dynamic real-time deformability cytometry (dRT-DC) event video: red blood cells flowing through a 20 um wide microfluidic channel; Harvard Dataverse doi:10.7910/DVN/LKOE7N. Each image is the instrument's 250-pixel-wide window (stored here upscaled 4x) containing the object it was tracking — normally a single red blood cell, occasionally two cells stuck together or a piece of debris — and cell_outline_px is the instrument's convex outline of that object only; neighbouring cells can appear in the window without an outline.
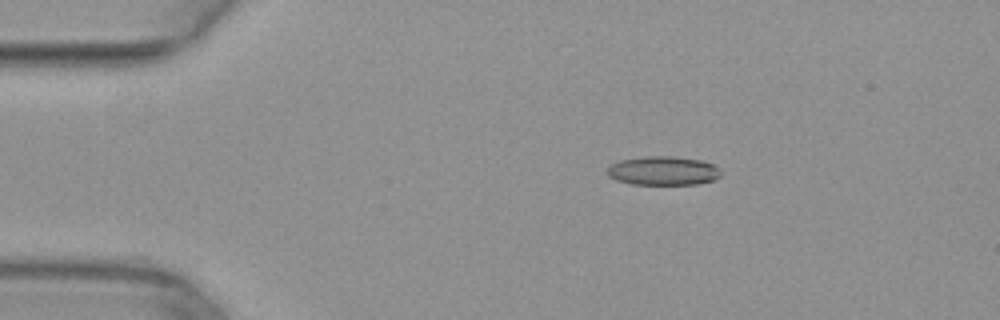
{"species": "common noctule bat (a hibernating species)", "species_latin": "Nyctalus noctula", "temperature_condition": "warm", "stored_images_in_passage": 43, "camera_frame_rate_fps": 3000, "um_per_image_px": 0.085, "animal": {"sex": "female", "body_mass_g": 29.2, "forearm_length_mm": 56.3}, "frame": {"image": 1, "passage_image": 1, "time_ms": 0.0, "image_size_px": [1000, 320], "cell_outline_px": [[720, 176], [712, 180], [696, 184], [632, 184], [616, 180], [608, 176], [608, 168], [612, 164], [620, 160], [644, 156], [676, 156], [704, 160], [720, 168]], "centroid_in_image_um": [56.38, 14.5], "position_along_channel_um": 28.6, "area_um2": 19.19}}
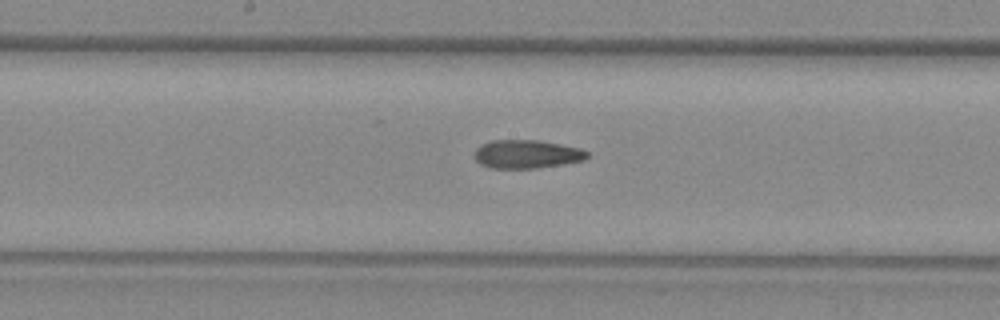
{"frame": {"image": 2, "passage_image": 18, "time_ms": 5.667, "image_size_px": [1000, 320], "cell_outline_px": [[588, 156], [584, 160], [536, 168], [492, 168], [480, 164], [476, 160], [476, 148], [480, 144], [492, 140], [536, 140], [580, 148], [588, 152]], "centroid_in_image_um": [44.75, 13.1], "position_along_channel_um": 203.5, "area_um2": 18.44}}
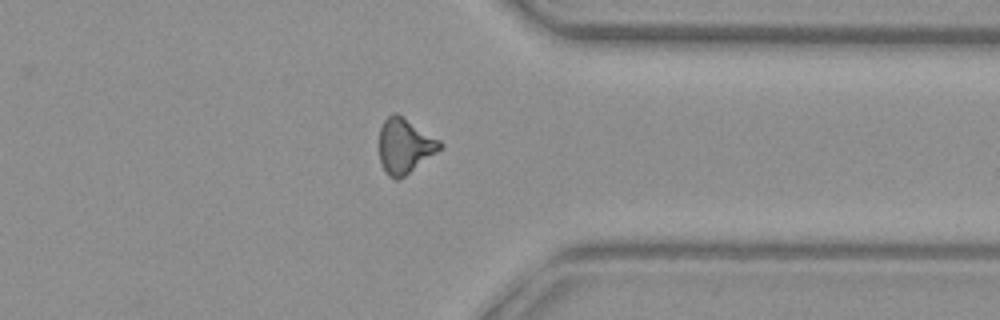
{"frame": {"image": 3, "passage_image": 31, "time_ms": 10.0, "image_size_px": [1000, 320], "cell_outline_px": [[444, 144], [436, 152], [404, 176], [396, 180], [388, 176], [384, 172], [380, 160], [380, 128], [384, 120], [392, 112], [396, 112], [440, 140]], "centroid_in_image_um": [34.38, 12.39], "position_along_channel_um": 377.0, "area_um2": 19.19}}